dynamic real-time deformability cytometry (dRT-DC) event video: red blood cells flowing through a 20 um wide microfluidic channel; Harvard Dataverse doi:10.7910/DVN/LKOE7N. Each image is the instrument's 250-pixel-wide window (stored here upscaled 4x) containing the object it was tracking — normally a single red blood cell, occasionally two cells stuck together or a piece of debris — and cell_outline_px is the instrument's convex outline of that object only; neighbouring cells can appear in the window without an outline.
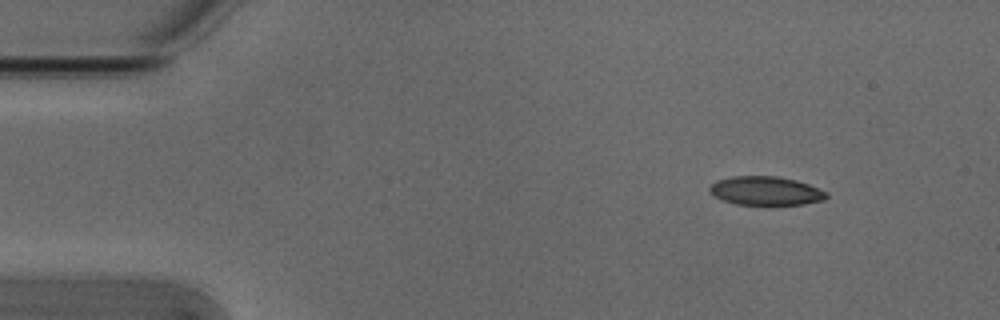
{"species": "Egyptian fruit bat (a non-hibernating species)", "species_latin": "Rousettus aegyptiacus", "temperature_condition": "cold", "stored_images_in_passage": 4, "camera_frame_rate_fps": 3000, "um_per_image_px": 0.085, "animal": {"sex": "male"}, "frame": {"image": 1, "passage_image": 1, "time_ms": 0.0, "image_size_px": [1000, 320], "cell_outline_px": [[828, 196], [824, 200], [804, 204], [736, 204], [724, 200], [708, 192], [708, 188], [716, 180], [732, 176], [776, 176], [796, 180], [808, 184], [828, 192]], "centroid_in_image_um": [65.09, 16.21], "position_along_channel_um": 19.9, "area_um2": 19.48}}
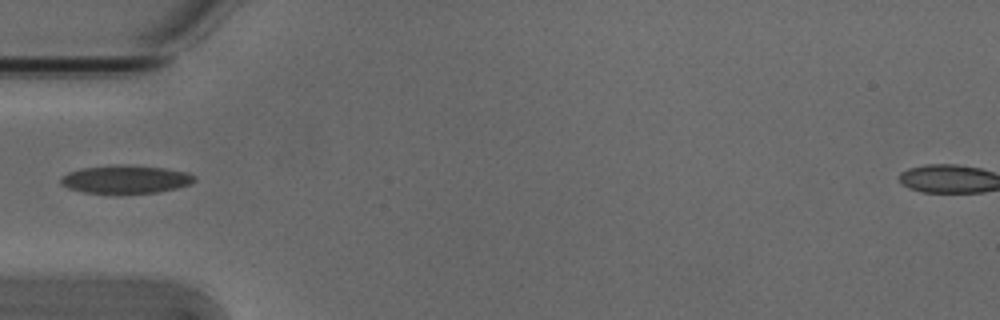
{"frame": {"image": 2, "passage_image": 4, "time_ms": 1.0, "image_size_px": [1000, 320], "cell_outline_px": [[196, 180], [192, 184], [176, 188], [156, 192], [84, 192], [68, 188], [60, 184], [60, 176], [68, 172], [80, 168], [108, 164], [124, 164], [164, 168], [188, 172], [196, 176]], "centroid_in_image_um": [10.66, 15.2], "position_along_channel_um": 74.3, "area_um2": 21.96}}